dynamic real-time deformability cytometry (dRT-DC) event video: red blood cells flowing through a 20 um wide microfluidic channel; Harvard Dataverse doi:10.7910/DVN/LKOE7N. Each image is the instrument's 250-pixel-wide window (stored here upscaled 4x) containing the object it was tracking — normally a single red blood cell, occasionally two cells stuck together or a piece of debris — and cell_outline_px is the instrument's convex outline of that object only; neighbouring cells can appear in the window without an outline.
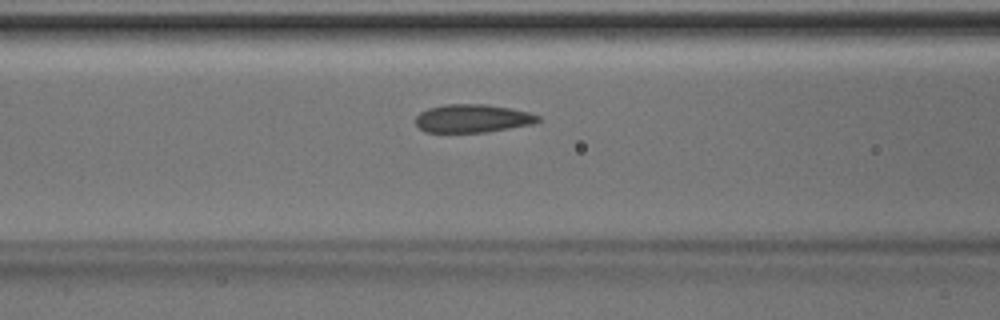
{"species": "Egyptian fruit bat (a non-hibernating species)", "species_latin": "Rousettus aegyptiacus", "temperature_condition": "room temperature", "stored_images_in_passage": 9, "camera_frame_rate_fps": 3000, "um_per_image_px": 0.085, "animal": {"sex": "male"}, "frame": {"image": 1, "passage_image": 7, "time_ms": 2.0, "image_size_px": [1000, 320], "cell_outline_px": [[540, 120], [532, 124], [484, 132], [424, 132], [416, 124], [416, 116], [420, 112], [428, 108], [444, 104], [488, 104], [512, 108], [528, 112], [540, 116]], "centroid_in_image_um": [40.15, 10.05], "position_along_channel_um": 126.5, "area_um2": 20.11}}